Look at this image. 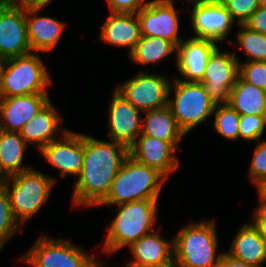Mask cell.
I'll return each mask as SVG.
<instances>
[{
  "mask_svg": "<svg viewBox=\"0 0 266 267\" xmlns=\"http://www.w3.org/2000/svg\"><path fill=\"white\" fill-rule=\"evenodd\" d=\"M191 8V26L193 38L209 39L216 43L223 42L236 23L225 5L219 1L189 2Z\"/></svg>",
  "mask_w": 266,
  "mask_h": 267,
  "instance_id": "cell-11",
  "label": "cell"
},
{
  "mask_svg": "<svg viewBox=\"0 0 266 267\" xmlns=\"http://www.w3.org/2000/svg\"><path fill=\"white\" fill-rule=\"evenodd\" d=\"M178 150L170 141L140 134L129 147V156L137 162L156 169L166 179L179 167Z\"/></svg>",
  "mask_w": 266,
  "mask_h": 267,
  "instance_id": "cell-16",
  "label": "cell"
},
{
  "mask_svg": "<svg viewBox=\"0 0 266 267\" xmlns=\"http://www.w3.org/2000/svg\"><path fill=\"white\" fill-rule=\"evenodd\" d=\"M218 242L214 220L192 222L173 236L174 259L178 267H218Z\"/></svg>",
  "mask_w": 266,
  "mask_h": 267,
  "instance_id": "cell-4",
  "label": "cell"
},
{
  "mask_svg": "<svg viewBox=\"0 0 266 267\" xmlns=\"http://www.w3.org/2000/svg\"><path fill=\"white\" fill-rule=\"evenodd\" d=\"M266 129V116L240 115L239 139L247 141L260 140Z\"/></svg>",
  "mask_w": 266,
  "mask_h": 267,
  "instance_id": "cell-31",
  "label": "cell"
},
{
  "mask_svg": "<svg viewBox=\"0 0 266 267\" xmlns=\"http://www.w3.org/2000/svg\"><path fill=\"white\" fill-rule=\"evenodd\" d=\"M239 73L236 52H221L219 46L210 55L202 78L209 98L217 104H227Z\"/></svg>",
  "mask_w": 266,
  "mask_h": 267,
  "instance_id": "cell-10",
  "label": "cell"
},
{
  "mask_svg": "<svg viewBox=\"0 0 266 267\" xmlns=\"http://www.w3.org/2000/svg\"><path fill=\"white\" fill-rule=\"evenodd\" d=\"M255 187L257 188L258 197L266 198V177H264L261 181H259Z\"/></svg>",
  "mask_w": 266,
  "mask_h": 267,
  "instance_id": "cell-41",
  "label": "cell"
},
{
  "mask_svg": "<svg viewBox=\"0 0 266 267\" xmlns=\"http://www.w3.org/2000/svg\"><path fill=\"white\" fill-rule=\"evenodd\" d=\"M238 75L246 82L266 91V62H239Z\"/></svg>",
  "mask_w": 266,
  "mask_h": 267,
  "instance_id": "cell-32",
  "label": "cell"
},
{
  "mask_svg": "<svg viewBox=\"0 0 266 267\" xmlns=\"http://www.w3.org/2000/svg\"><path fill=\"white\" fill-rule=\"evenodd\" d=\"M245 25L253 31L266 35V6L260 5Z\"/></svg>",
  "mask_w": 266,
  "mask_h": 267,
  "instance_id": "cell-36",
  "label": "cell"
},
{
  "mask_svg": "<svg viewBox=\"0 0 266 267\" xmlns=\"http://www.w3.org/2000/svg\"><path fill=\"white\" fill-rule=\"evenodd\" d=\"M7 177L5 176V174L1 171L0 169V188L1 187H4V185L6 184L7 182Z\"/></svg>",
  "mask_w": 266,
  "mask_h": 267,
  "instance_id": "cell-44",
  "label": "cell"
},
{
  "mask_svg": "<svg viewBox=\"0 0 266 267\" xmlns=\"http://www.w3.org/2000/svg\"><path fill=\"white\" fill-rule=\"evenodd\" d=\"M228 104L239 115L266 116V91L246 82L238 75L230 92Z\"/></svg>",
  "mask_w": 266,
  "mask_h": 267,
  "instance_id": "cell-25",
  "label": "cell"
},
{
  "mask_svg": "<svg viewBox=\"0 0 266 267\" xmlns=\"http://www.w3.org/2000/svg\"><path fill=\"white\" fill-rule=\"evenodd\" d=\"M251 223L266 242V220H253Z\"/></svg>",
  "mask_w": 266,
  "mask_h": 267,
  "instance_id": "cell-39",
  "label": "cell"
},
{
  "mask_svg": "<svg viewBox=\"0 0 266 267\" xmlns=\"http://www.w3.org/2000/svg\"><path fill=\"white\" fill-rule=\"evenodd\" d=\"M150 267H178L176 260L173 258L165 263L162 264H156Z\"/></svg>",
  "mask_w": 266,
  "mask_h": 267,
  "instance_id": "cell-43",
  "label": "cell"
},
{
  "mask_svg": "<svg viewBox=\"0 0 266 267\" xmlns=\"http://www.w3.org/2000/svg\"><path fill=\"white\" fill-rule=\"evenodd\" d=\"M27 145L19 132L0 129V169L7 178L31 169L22 165Z\"/></svg>",
  "mask_w": 266,
  "mask_h": 267,
  "instance_id": "cell-26",
  "label": "cell"
},
{
  "mask_svg": "<svg viewBox=\"0 0 266 267\" xmlns=\"http://www.w3.org/2000/svg\"><path fill=\"white\" fill-rule=\"evenodd\" d=\"M237 24H245L260 6L259 0H220ZM236 19V20H235Z\"/></svg>",
  "mask_w": 266,
  "mask_h": 267,
  "instance_id": "cell-33",
  "label": "cell"
},
{
  "mask_svg": "<svg viewBox=\"0 0 266 267\" xmlns=\"http://www.w3.org/2000/svg\"><path fill=\"white\" fill-rule=\"evenodd\" d=\"M158 199L132 201L116 205L117 214L107 231L102 250L112 254L155 229Z\"/></svg>",
  "mask_w": 266,
  "mask_h": 267,
  "instance_id": "cell-2",
  "label": "cell"
},
{
  "mask_svg": "<svg viewBox=\"0 0 266 267\" xmlns=\"http://www.w3.org/2000/svg\"><path fill=\"white\" fill-rule=\"evenodd\" d=\"M171 93L174 94L172 99ZM215 105L201 82H186L174 78L170 84L168 106L185 135L203 121L207 122Z\"/></svg>",
  "mask_w": 266,
  "mask_h": 267,
  "instance_id": "cell-7",
  "label": "cell"
},
{
  "mask_svg": "<svg viewBox=\"0 0 266 267\" xmlns=\"http://www.w3.org/2000/svg\"><path fill=\"white\" fill-rule=\"evenodd\" d=\"M128 247L133 260L126 263L133 267H150L174 258L173 237L167 241L158 230L142 236Z\"/></svg>",
  "mask_w": 266,
  "mask_h": 267,
  "instance_id": "cell-22",
  "label": "cell"
},
{
  "mask_svg": "<svg viewBox=\"0 0 266 267\" xmlns=\"http://www.w3.org/2000/svg\"><path fill=\"white\" fill-rule=\"evenodd\" d=\"M140 112L122 94L114 90L108 107V137L128 148L141 134Z\"/></svg>",
  "mask_w": 266,
  "mask_h": 267,
  "instance_id": "cell-15",
  "label": "cell"
},
{
  "mask_svg": "<svg viewBox=\"0 0 266 267\" xmlns=\"http://www.w3.org/2000/svg\"><path fill=\"white\" fill-rule=\"evenodd\" d=\"M142 121L141 134L170 141L177 149L186 136L178 126L168 105L145 112V118Z\"/></svg>",
  "mask_w": 266,
  "mask_h": 267,
  "instance_id": "cell-24",
  "label": "cell"
},
{
  "mask_svg": "<svg viewBox=\"0 0 266 267\" xmlns=\"http://www.w3.org/2000/svg\"><path fill=\"white\" fill-rule=\"evenodd\" d=\"M23 228L15 220L8 192L5 187L0 188V250L3 249L6 242L17 232L23 231Z\"/></svg>",
  "mask_w": 266,
  "mask_h": 267,
  "instance_id": "cell-30",
  "label": "cell"
},
{
  "mask_svg": "<svg viewBox=\"0 0 266 267\" xmlns=\"http://www.w3.org/2000/svg\"><path fill=\"white\" fill-rule=\"evenodd\" d=\"M177 54V46L160 37L141 36L135 49L130 53V59L139 65L157 64L164 58Z\"/></svg>",
  "mask_w": 266,
  "mask_h": 267,
  "instance_id": "cell-27",
  "label": "cell"
},
{
  "mask_svg": "<svg viewBox=\"0 0 266 267\" xmlns=\"http://www.w3.org/2000/svg\"><path fill=\"white\" fill-rule=\"evenodd\" d=\"M51 1L52 0H24V6L45 8Z\"/></svg>",
  "mask_w": 266,
  "mask_h": 267,
  "instance_id": "cell-40",
  "label": "cell"
},
{
  "mask_svg": "<svg viewBox=\"0 0 266 267\" xmlns=\"http://www.w3.org/2000/svg\"><path fill=\"white\" fill-rule=\"evenodd\" d=\"M27 35L26 7L0 9V58L3 60L31 53Z\"/></svg>",
  "mask_w": 266,
  "mask_h": 267,
  "instance_id": "cell-14",
  "label": "cell"
},
{
  "mask_svg": "<svg viewBox=\"0 0 266 267\" xmlns=\"http://www.w3.org/2000/svg\"><path fill=\"white\" fill-rule=\"evenodd\" d=\"M56 182L53 177L33 168L8 177L4 187L9 195L13 216L21 227L48 201Z\"/></svg>",
  "mask_w": 266,
  "mask_h": 267,
  "instance_id": "cell-6",
  "label": "cell"
},
{
  "mask_svg": "<svg viewBox=\"0 0 266 267\" xmlns=\"http://www.w3.org/2000/svg\"><path fill=\"white\" fill-rule=\"evenodd\" d=\"M4 61L2 58H0V80H1V71H2V67H3V64H4Z\"/></svg>",
  "mask_w": 266,
  "mask_h": 267,
  "instance_id": "cell-45",
  "label": "cell"
},
{
  "mask_svg": "<svg viewBox=\"0 0 266 267\" xmlns=\"http://www.w3.org/2000/svg\"><path fill=\"white\" fill-rule=\"evenodd\" d=\"M197 1H219V0H187V2H197Z\"/></svg>",
  "mask_w": 266,
  "mask_h": 267,
  "instance_id": "cell-46",
  "label": "cell"
},
{
  "mask_svg": "<svg viewBox=\"0 0 266 267\" xmlns=\"http://www.w3.org/2000/svg\"><path fill=\"white\" fill-rule=\"evenodd\" d=\"M111 13L136 14L150 1L145 0H106Z\"/></svg>",
  "mask_w": 266,
  "mask_h": 267,
  "instance_id": "cell-35",
  "label": "cell"
},
{
  "mask_svg": "<svg viewBox=\"0 0 266 267\" xmlns=\"http://www.w3.org/2000/svg\"><path fill=\"white\" fill-rule=\"evenodd\" d=\"M226 253L236 260L261 267L266 262V242L249 222L240 227Z\"/></svg>",
  "mask_w": 266,
  "mask_h": 267,
  "instance_id": "cell-23",
  "label": "cell"
},
{
  "mask_svg": "<svg viewBox=\"0 0 266 267\" xmlns=\"http://www.w3.org/2000/svg\"><path fill=\"white\" fill-rule=\"evenodd\" d=\"M166 178L156 169L128 156L115 176L107 197L98 206L158 199Z\"/></svg>",
  "mask_w": 266,
  "mask_h": 267,
  "instance_id": "cell-3",
  "label": "cell"
},
{
  "mask_svg": "<svg viewBox=\"0 0 266 267\" xmlns=\"http://www.w3.org/2000/svg\"><path fill=\"white\" fill-rule=\"evenodd\" d=\"M52 78L43 63L39 52H31L4 61L0 98L48 93Z\"/></svg>",
  "mask_w": 266,
  "mask_h": 267,
  "instance_id": "cell-5",
  "label": "cell"
},
{
  "mask_svg": "<svg viewBox=\"0 0 266 267\" xmlns=\"http://www.w3.org/2000/svg\"><path fill=\"white\" fill-rule=\"evenodd\" d=\"M260 203L253 212L254 220H266V198L259 197Z\"/></svg>",
  "mask_w": 266,
  "mask_h": 267,
  "instance_id": "cell-38",
  "label": "cell"
},
{
  "mask_svg": "<svg viewBox=\"0 0 266 267\" xmlns=\"http://www.w3.org/2000/svg\"><path fill=\"white\" fill-rule=\"evenodd\" d=\"M99 40L118 47H128L129 55L141 38L137 14L111 13L100 28Z\"/></svg>",
  "mask_w": 266,
  "mask_h": 267,
  "instance_id": "cell-20",
  "label": "cell"
},
{
  "mask_svg": "<svg viewBox=\"0 0 266 267\" xmlns=\"http://www.w3.org/2000/svg\"><path fill=\"white\" fill-rule=\"evenodd\" d=\"M62 137L44 146L39 153L45 161L60 171V177L77 179L84 161V134L63 129Z\"/></svg>",
  "mask_w": 266,
  "mask_h": 267,
  "instance_id": "cell-13",
  "label": "cell"
},
{
  "mask_svg": "<svg viewBox=\"0 0 266 267\" xmlns=\"http://www.w3.org/2000/svg\"><path fill=\"white\" fill-rule=\"evenodd\" d=\"M260 5L266 6V0H259Z\"/></svg>",
  "mask_w": 266,
  "mask_h": 267,
  "instance_id": "cell-47",
  "label": "cell"
},
{
  "mask_svg": "<svg viewBox=\"0 0 266 267\" xmlns=\"http://www.w3.org/2000/svg\"><path fill=\"white\" fill-rule=\"evenodd\" d=\"M49 100L37 114L19 131L20 136L29 144L36 145L38 151L57 139V134L62 129L63 118L56 113Z\"/></svg>",
  "mask_w": 266,
  "mask_h": 267,
  "instance_id": "cell-21",
  "label": "cell"
},
{
  "mask_svg": "<svg viewBox=\"0 0 266 267\" xmlns=\"http://www.w3.org/2000/svg\"><path fill=\"white\" fill-rule=\"evenodd\" d=\"M173 3V0H151L136 13L142 36L160 37L178 47L184 39L178 37L180 11Z\"/></svg>",
  "mask_w": 266,
  "mask_h": 267,
  "instance_id": "cell-12",
  "label": "cell"
},
{
  "mask_svg": "<svg viewBox=\"0 0 266 267\" xmlns=\"http://www.w3.org/2000/svg\"><path fill=\"white\" fill-rule=\"evenodd\" d=\"M19 260L32 267H103L105 263L69 240L42 235Z\"/></svg>",
  "mask_w": 266,
  "mask_h": 267,
  "instance_id": "cell-8",
  "label": "cell"
},
{
  "mask_svg": "<svg viewBox=\"0 0 266 267\" xmlns=\"http://www.w3.org/2000/svg\"><path fill=\"white\" fill-rule=\"evenodd\" d=\"M0 3L6 6H24V0H0Z\"/></svg>",
  "mask_w": 266,
  "mask_h": 267,
  "instance_id": "cell-42",
  "label": "cell"
},
{
  "mask_svg": "<svg viewBox=\"0 0 266 267\" xmlns=\"http://www.w3.org/2000/svg\"><path fill=\"white\" fill-rule=\"evenodd\" d=\"M214 128L224 138L231 141L239 139V113L228 103L214 107Z\"/></svg>",
  "mask_w": 266,
  "mask_h": 267,
  "instance_id": "cell-29",
  "label": "cell"
},
{
  "mask_svg": "<svg viewBox=\"0 0 266 267\" xmlns=\"http://www.w3.org/2000/svg\"><path fill=\"white\" fill-rule=\"evenodd\" d=\"M219 45L209 39L189 38L177 47L176 66L186 82H201L210 55Z\"/></svg>",
  "mask_w": 266,
  "mask_h": 267,
  "instance_id": "cell-17",
  "label": "cell"
},
{
  "mask_svg": "<svg viewBox=\"0 0 266 267\" xmlns=\"http://www.w3.org/2000/svg\"><path fill=\"white\" fill-rule=\"evenodd\" d=\"M171 81L167 76L140 71L115 89L136 109L147 112L168 105Z\"/></svg>",
  "mask_w": 266,
  "mask_h": 267,
  "instance_id": "cell-9",
  "label": "cell"
},
{
  "mask_svg": "<svg viewBox=\"0 0 266 267\" xmlns=\"http://www.w3.org/2000/svg\"><path fill=\"white\" fill-rule=\"evenodd\" d=\"M239 31L236 39L238 46L243 49L247 56L245 62H266V35L253 31L245 24H238Z\"/></svg>",
  "mask_w": 266,
  "mask_h": 267,
  "instance_id": "cell-28",
  "label": "cell"
},
{
  "mask_svg": "<svg viewBox=\"0 0 266 267\" xmlns=\"http://www.w3.org/2000/svg\"><path fill=\"white\" fill-rule=\"evenodd\" d=\"M218 267H257V266L236 260L231 256H229L226 252H224Z\"/></svg>",
  "mask_w": 266,
  "mask_h": 267,
  "instance_id": "cell-37",
  "label": "cell"
},
{
  "mask_svg": "<svg viewBox=\"0 0 266 267\" xmlns=\"http://www.w3.org/2000/svg\"><path fill=\"white\" fill-rule=\"evenodd\" d=\"M257 143L248 171L249 178L254 184L253 186L266 177V140L257 141Z\"/></svg>",
  "mask_w": 266,
  "mask_h": 267,
  "instance_id": "cell-34",
  "label": "cell"
},
{
  "mask_svg": "<svg viewBox=\"0 0 266 267\" xmlns=\"http://www.w3.org/2000/svg\"><path fill=\"white\" fill-rule=\"evenodd\" d=\"M43 7H26L27 35L32 52L52 51L63 33L65 23L39 14Z\"/></svg>",
  "mask_w": 266,
  "mask_h": 267,
  "instance_id": "cell-19",
  "label": "cell"
},
{
  "mask_svg": "<svg viewBox=\"0 0 266 267\" xmlns=\"http://www.w3.org/2000/svg\"><path fill=\"white\" fill-rule=\"evenodd\" d=\"M125 267H133V266H130V265H128L127 263H125Z\"/></svg>",
  "mask_w": 266,
  "mask_h": 267,
  "instance_id": "cell-48",
  "label": "cell"
},
{
  "mask_svg": "<svg viewBox=\"0 0 266 267\" xmlns=\"http://www.w3.org/2000/svg\"><path fill=\"white\" fill-rule=\"evenodd\" d=\"M49 100V93L0 98V129L19 132Z\"/></svg>",
  "mask_w": 266,
  "mask_h": 267,
  "instance_id": "cell-18",
  "label": "cell"
},
{
  "mask_svg": "<svg viewBox=\"0 0 266 267\" xmlns=\"http://www.w3.org/2000/svg\"><path fill=\"white\" fill-rule=\"evenodd\" d=\"M129 148L122 143L98 140L84 134V161L74 182L73 206H98L108 195Z\"/></svg>",
  "mask_w": 266,
  "mask_h": 267,
  "instance_id": "cell-1",
  "label": "cell"
}]
</instances>
